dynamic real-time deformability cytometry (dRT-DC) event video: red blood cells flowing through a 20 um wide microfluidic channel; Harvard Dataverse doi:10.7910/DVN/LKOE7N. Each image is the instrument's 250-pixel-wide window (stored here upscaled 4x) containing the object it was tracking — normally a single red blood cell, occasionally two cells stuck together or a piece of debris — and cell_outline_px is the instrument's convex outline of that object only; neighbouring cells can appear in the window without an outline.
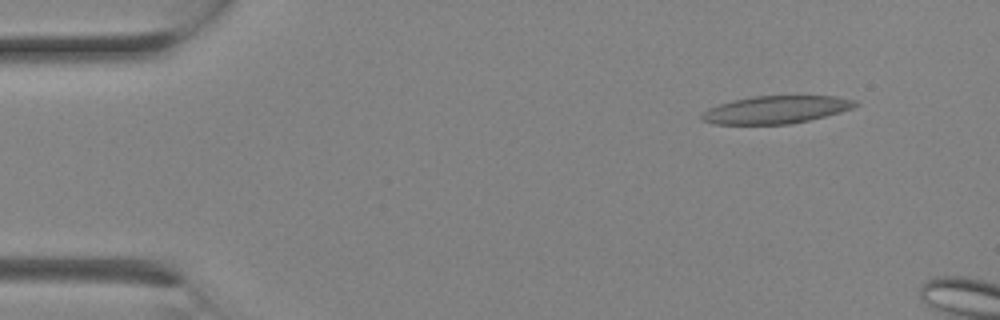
{"species": "Egyptian fruit bat (a non-hibernating species)", "species_latin": "Rousettus aegyptiacus", "temperature_condition": "room temperature", "stored_images_in_passage": 2, "camera_frame_rate_fps": 3000, "um_per_image_px": 0.085, "animal": {"sex": "female"}, "frame": {"image": 1, "passage_image": 1, "time_ms": 0.0, "image_size_px": [1000, 320], "cell_outline_px": [[856, 104], [852, 108], [840, 112], [808, 120], [788, 124], [712, 124], [700, 120], [700, 116], [708, 108], [732, 100], [752, 96], [836, 96], [856, 100]], "centroid_in_image_um": [65.91, 9.32], "position_along_channel_um": 19.1, "area_um2": 24.62}}